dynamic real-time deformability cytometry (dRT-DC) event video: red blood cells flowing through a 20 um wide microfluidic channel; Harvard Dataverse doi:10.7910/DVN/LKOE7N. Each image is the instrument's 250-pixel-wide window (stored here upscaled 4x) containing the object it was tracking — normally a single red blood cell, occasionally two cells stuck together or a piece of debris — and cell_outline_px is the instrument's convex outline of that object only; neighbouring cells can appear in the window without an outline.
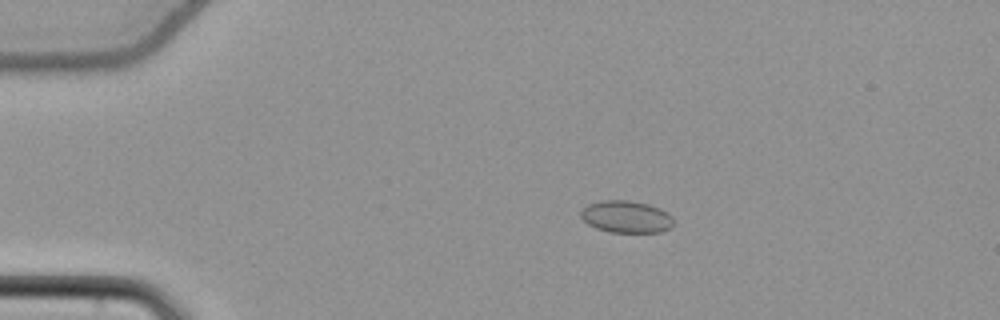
{"species": "common noctule bat (a hibernating species)", "species_latin": "Nyctalus noctula", "temperature_condition": "cold", "stored_images_in_passage": 45, "camera_frame_rate_fps": 3000, "um_per_image_px": 0.085, "animal": {"sex": "female", "body_mass_g": 22.7, "forearm_length_mm": 54.2}, "frame": {"image": 1, "passage_image": 8, "time_ms": 2.333, "image_size_px": [1000, 320], "cell_outline_px": [[672, 224], [668, 228], [660, 232], [608, 232], [596, 228], [588, 224], [580, 216], [580, 212], [588, 204], [600, 200], [628, 200], [648, 204], [660, 208], [672, 216]], "centroid_in_image_um": [53.2, 18.42], "position_along_channel_um": 31.8, "area_um2": 17.28}}
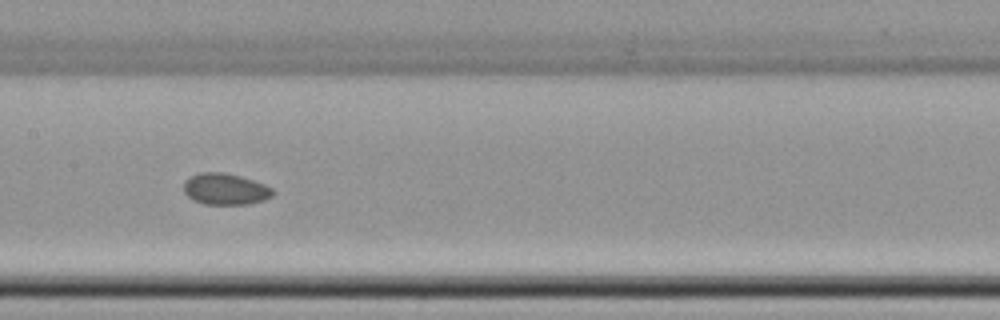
{"frame": {"image": 2, "passage_image": 25, "time_ms": 8.0, "image_size_px": [1000, 320], "cell_outline_px": [[276, 192], [272, 196], [264, 200], [248, 204], [204, 204], [192, 200], [184, 192], [184, 180], [188, 176], [200, 172], [224, 172], [240, 176], [264, 184], [272, 188]], "centroid_in_image_um": [19.13, 16.06], "position_along_channel_um": 188.3, "area_um2": 16.47}}
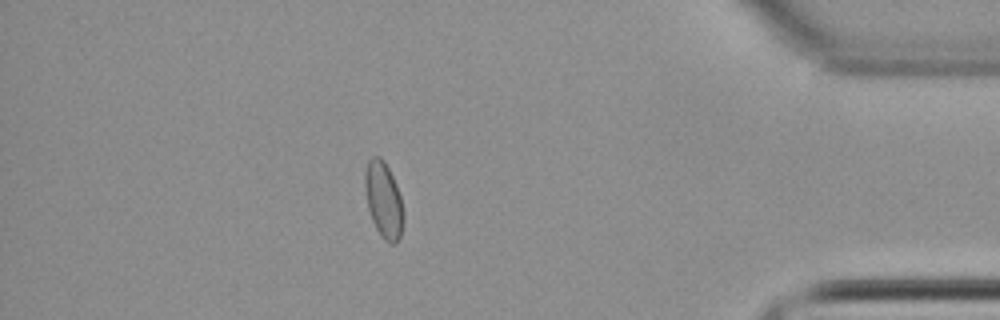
{"frame": {"image": 3, "passage_image": 45, "time_ms": 14.667, "image_size_px": [1000, 320], "cell_outline_px": [[404, 220], [400, 236], [396, 244], [392, 244], [384, 240], [376, 228], [372, 220], [368, 208], [364, 188], [364, 176], [368, 160], [372, 156], [380, 156], [384, 160], [396, 184], [400, 196], [404, 216]], "centroid_in_image_um": [32.6, 16.99], "position_along_channel_um": 402.6, "area_um2": 17.11}, "authors_computed_cell_mechanics": {"area_um2": 16.5886, "velocity_mm_per_s": 3.8234, "shape_relaxation_time_tau1_ms": null, "shape_relaxation_time_tau2_ms": 2.6711, "deformation_change_tau1": null, "deformation_change_tau2": 0.0435}}